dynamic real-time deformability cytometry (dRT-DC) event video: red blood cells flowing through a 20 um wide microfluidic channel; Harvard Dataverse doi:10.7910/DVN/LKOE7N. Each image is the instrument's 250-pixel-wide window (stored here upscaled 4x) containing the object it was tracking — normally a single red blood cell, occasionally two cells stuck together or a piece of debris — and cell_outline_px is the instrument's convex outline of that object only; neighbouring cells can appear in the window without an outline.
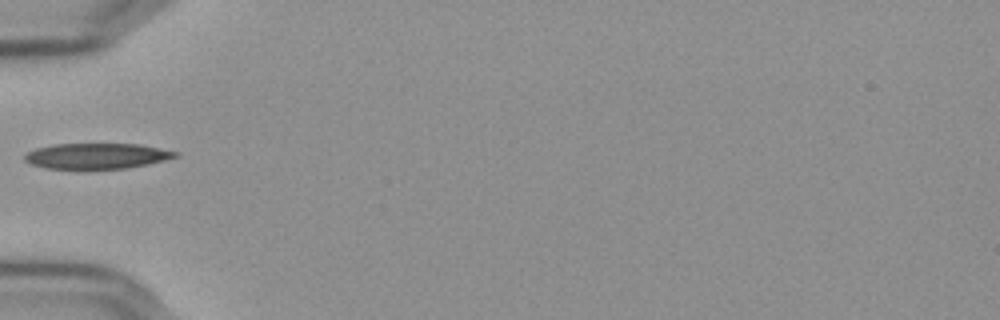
{"species": "Egyptian fruit bat (a non-hibernating species)", "species_latin": "Rousettus aegyptiacus", "temperature_condition": "cold", "stored_images_in_passage": 37, "camera_frame_rate_fps": 3000, "um_per_image_px": 0.085, "frame": {"image": 1, "passage_image": 1, "time_ms": 0.0, "image_size_px": [1000, 320], "cell_outline_px": [[180, 156], [148, 164], [124, 168], [44, 168], [32, 164], [24, 160], [24, 152], [36, 148], [56, 144], [140, 144], [180, 152]], "centroid_in_image_um": [8.23, 13.24], "position_along_channel_um": 76.8, "area_um2": 22.37}}
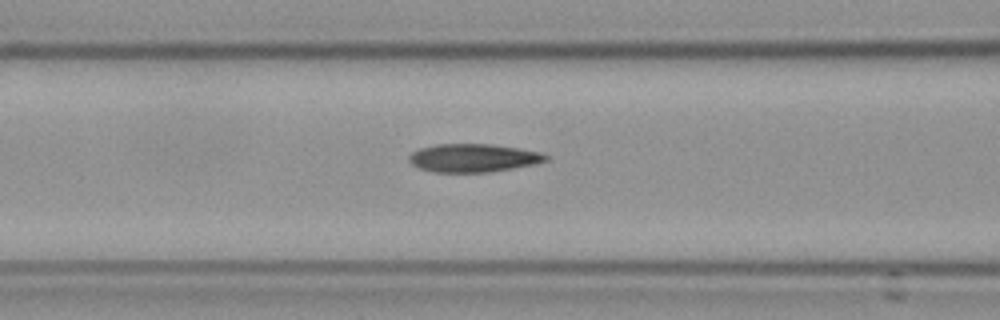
{"frame": {"image": 2, "passage_image": 5, "time_ms": 1.333, "image_size_px": [1000, 320], "cell_outline_px": [[548, 160], [536, 164], [488, 172], [432, 172], [420, 168], [412, 164], [408, 160], [408, 156], [412, 152], [420, 148], [436, 144], [492, 144], [520, 148], [540, 152], [548, 156]], "centroid_in_image_um": [40.22, 13.42], "position_along_channel_um": 126.4, "area_um2": 22.54}}
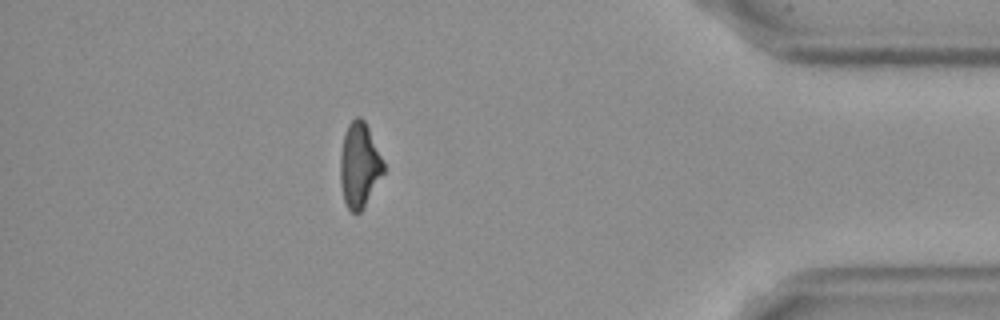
{"frame": {"image": 3, "passage_image": 31, "time_ms": 10.0, "image_size_px": [1000, 320], "cell_outline_px": [[384, 172], [360, 212], [352, 212], [348, 208], [344, 200], [340, 184], [340, 152], [344, 132], [348, 124], [356, 116], [360, 116], [364, 120], [368, 128], [384, 164]], "centroid_in_image_um": [30.51, 14.01], "position_along_channel_um": 404.7, "area_um2": 21.1}, "authors_computed_cell_mechanics": {"area_um2": 22.3686, "velocity_mm_per_s": 3.6412, "shape_relaxation_time_tau1_ms": 8.4423, "shape_relaxation_time_tau2_ms": 2.672, "deformation_change_tau1": 0.1975, "deformation_change_tau2": 0.0836}}